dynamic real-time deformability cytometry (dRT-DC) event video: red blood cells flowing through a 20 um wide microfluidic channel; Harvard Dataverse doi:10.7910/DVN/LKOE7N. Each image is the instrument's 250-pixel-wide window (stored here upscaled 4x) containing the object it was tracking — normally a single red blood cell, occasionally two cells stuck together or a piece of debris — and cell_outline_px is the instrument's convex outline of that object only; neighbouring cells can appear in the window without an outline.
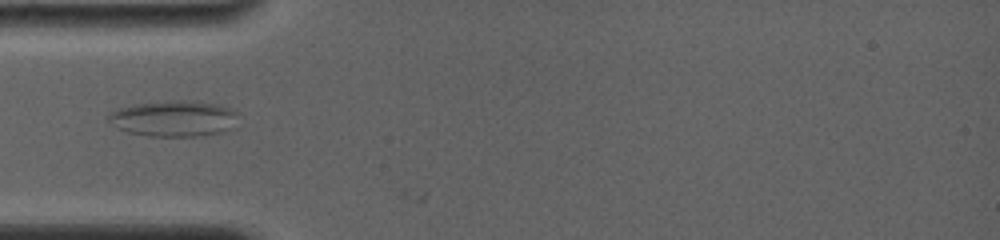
{"species": "common noctule bat (a hibernating species)", "species_latin": "Nyctalus noctula", "temperature_condition": "room temperature", "stored_images_in_passage": 2, "camera_frame_rate_fps": 4000, "um_per_image_px": 0.085, "animal": {"sex": "female", "body_mass_g": 19.0, "forearm_length_mm": 56.7}, "frame": {"image": 1, "passage_image": 1, "time_ms": 0.0, "image_size_px": [1000, 240], "cell_outline_px": [[236, 112], [228, 128], [220, 132], [192, 136], [152, 136], [128, 132], [116, 128], [104, 120], [108, 112], [116, 108], [136, 104], [180, 100], [184, 100], [220, 104], [232, 108]], "centroid_in_image_um": [14.62, 10.06], "position_along_channel_um": 70.4, "area_um2": 26.88}}